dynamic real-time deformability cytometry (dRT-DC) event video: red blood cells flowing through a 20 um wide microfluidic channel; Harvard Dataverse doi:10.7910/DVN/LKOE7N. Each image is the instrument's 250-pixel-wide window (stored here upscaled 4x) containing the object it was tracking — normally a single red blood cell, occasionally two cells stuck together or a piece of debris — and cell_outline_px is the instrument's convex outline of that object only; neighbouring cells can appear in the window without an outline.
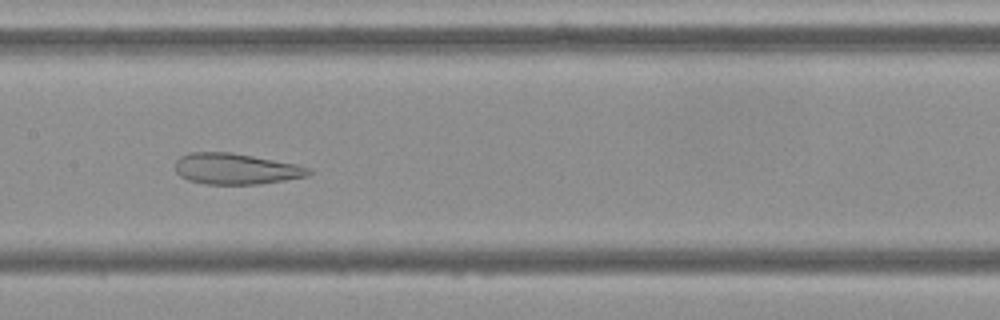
{"species": "Egyptian fruit bat (a non-hibernating species)", "species_latin": "Rousettus aegyptiacus", "temperature_condition": "cold", "stored_images_in_passage": 57, "segment_of_instrument_passage": [1, 2], "camera_frame_rate_fps": 3000, "um_per_image_px": 0.085, "frame": {"image": 1, "passage_image": 28, "time_ms": 9.0, "image_size_px": [1000, 320], "cell_outline_px": [[312, 172], [308, 176], [260, 184], [204, 184], [188, 180], [180, 176], [176, 172], [176, 160], [180, 156], [188, 152], [232, 152], [296, 164], [312, 168]], "centroid_in_image_um": [20.04, 14.35], "position_along_channel_um": 187.4, "area_um2": 24.22}}
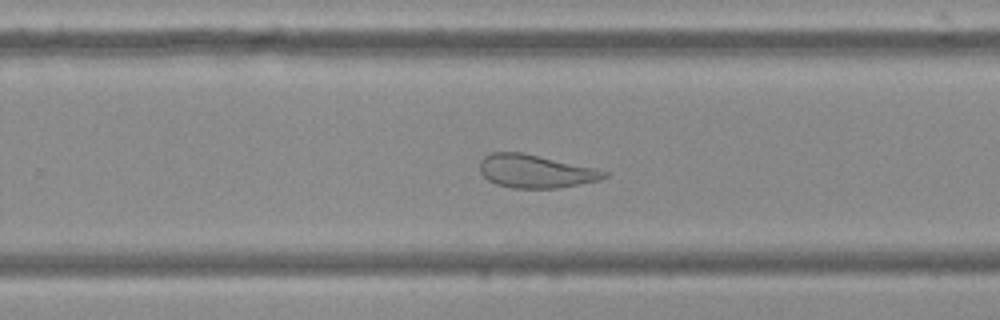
{"frame": {"image": 2, "passage_image": 36, "time_ms": 11.667, "image_size_px": [1000, 320], "cell_outline_px": [[608, 176], [600, 180], [556, 188], [512, 188], [496, 184], [488, 180], [480, 172], [480, 160], [484, 156], [492, 152], [520, 152], [596, 168], [608, 172]], "centroid_in_image_um": [45.5, 14.56], "position_along_channel_um": 284.3, "area_um2": 23.93}}
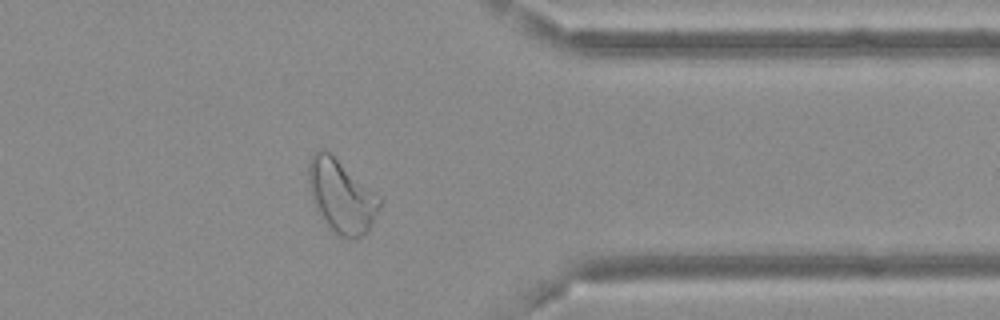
{"frame": {"image": 3, "passage_image": 45, "time_ms": 14.667, "image_size_px": [1000, 320], "cell_outline_px": [[384, 200], [368, 232], [356, 240], [352, 240], [340, 236], [316, 212], [312, 200], [308, 184], [308, 164], [312, 152], [320, 148], [324, 148], [380, 196]], "centroid_in_image_um": [29.02, 16.68], "position_along_channel_um": 382.4, "area_um2": 30.52}}